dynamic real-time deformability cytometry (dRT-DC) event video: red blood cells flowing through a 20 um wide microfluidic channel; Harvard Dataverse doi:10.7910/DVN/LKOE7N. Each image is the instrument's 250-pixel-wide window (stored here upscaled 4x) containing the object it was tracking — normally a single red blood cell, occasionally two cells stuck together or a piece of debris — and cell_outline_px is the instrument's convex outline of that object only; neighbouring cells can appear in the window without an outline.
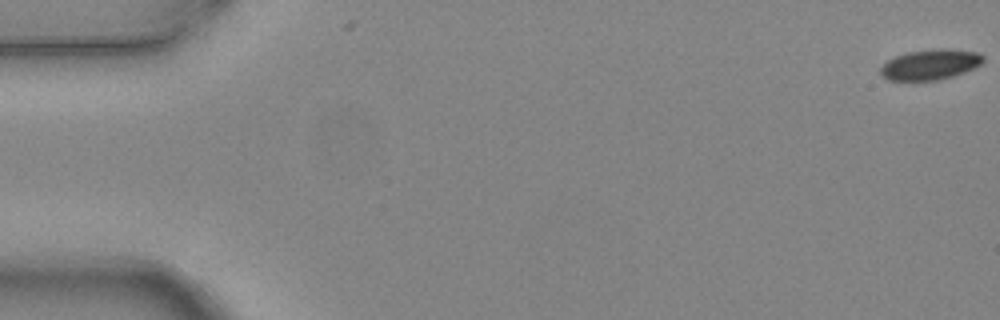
{"species": "common noctule bat (a hibernating species)", "species_latin": "Nyctalus noctula", "temperature_condition": "warm", "stored_images_in_passage": 5, "camera_frame_rate_fps": 3000, "um_per_image_px": 0.085, "animal": {"sex": "female", "body_mass_g": 24.6, "forearm_length_mm": 56.2}, "frame": {"image": 1, "passage_image": 1, "time_ms": 0.0, "image_size_px": [1000, 320], "cell_outline_px": [[984, 60], [980, 64], [964, 72], [952, 76], [936, 80], [888, 80], [880, 72], [880, 68], [888, 60], [896, 56], [908, 52], [948, 48], [980, 52], [984, 56]], "centroid_in_image_um": [79.1, 5.48], "position_along_channel_um": 5.9, "area_um2": 17.92}}
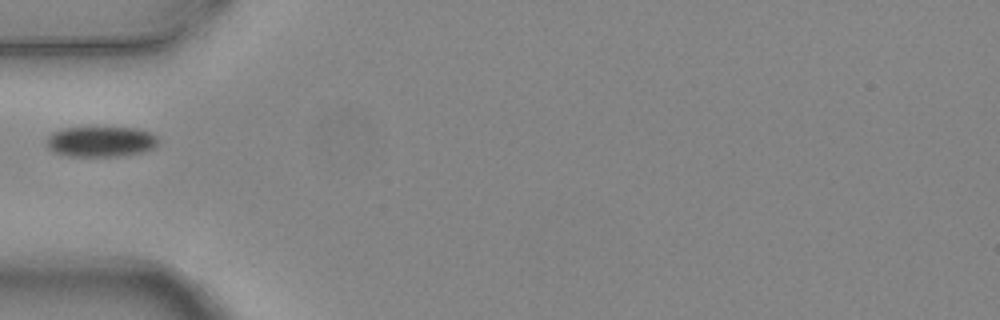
{"frame": {"image": 2, "passage_image": 5, "time_ms": 1.333, "image_size_px": [1000, 320], "cell_outline_px": [[160, 140], [152, 148], [140, 152], [120, 156], [68, 156], [52, 152], [44, 144], [48, 136], [52, 132], [64, 128], [136, 128], [152, 132]], "centroid_in_image_um": [8.53, 12.04], "position_along_channel_um": 76.5, "area_um2": 19.88}}